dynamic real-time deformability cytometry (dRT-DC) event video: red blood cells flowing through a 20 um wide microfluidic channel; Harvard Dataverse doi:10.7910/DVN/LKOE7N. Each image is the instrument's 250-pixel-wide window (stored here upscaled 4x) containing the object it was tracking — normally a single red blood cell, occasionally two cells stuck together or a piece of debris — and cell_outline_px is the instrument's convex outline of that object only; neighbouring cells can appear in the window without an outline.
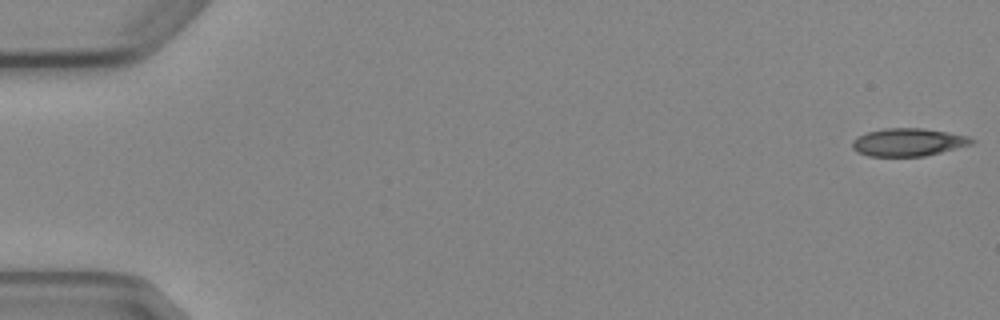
{"species": "Egyptian fruit bat (a non-hibernating species)", "species_latin": "Rousettus aegyptiacus", "temperature_condition": "cold", "stored_images_in_passage": 6, "camera_frame_rate_fps": 3000, "um_per_image_px": 0.085, "animal": {"sex": "female"}, "frame": {"image": 1, "passage_image": 1, "time_ms": 0.0, "image_size_px": [1000, 320], "cell_outline_px": [[976, 140], [972, 144], [924, 156], [868, 156], [856, 152], [852, 148], [852, 140], [856, 136], [868, 132], [884, 128], [924, 128], [948, 132], [968, 136]], "centroid_in_image_um": [77.17, 12.08], "position_along_channel_um": 7.8, "area_um2": 19.42}}
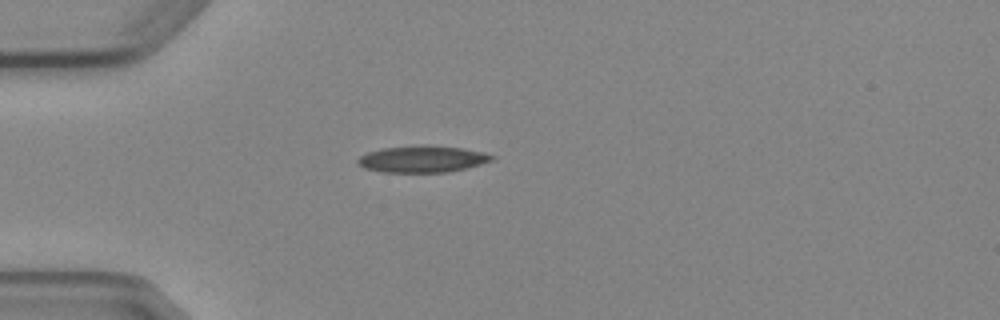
{"frame": {"image": 2, "passage_image": 5, "time_ms": 4.667, "image_size_px": [1000, 320], "cell_outline_px": [[496, 156], [492, 160], [468, 168], [448, 172], [380, 172], [364, 168], [356, 164], [356, 160], [360, 156], [368, 152], [384, 148], [420, 144], [424, 144], [464, 148], [484, 152]], "centroid_in_image_um": [35.9, 13.51], "position_along_channel_um": 49.1, "area_um2": 21.15}}